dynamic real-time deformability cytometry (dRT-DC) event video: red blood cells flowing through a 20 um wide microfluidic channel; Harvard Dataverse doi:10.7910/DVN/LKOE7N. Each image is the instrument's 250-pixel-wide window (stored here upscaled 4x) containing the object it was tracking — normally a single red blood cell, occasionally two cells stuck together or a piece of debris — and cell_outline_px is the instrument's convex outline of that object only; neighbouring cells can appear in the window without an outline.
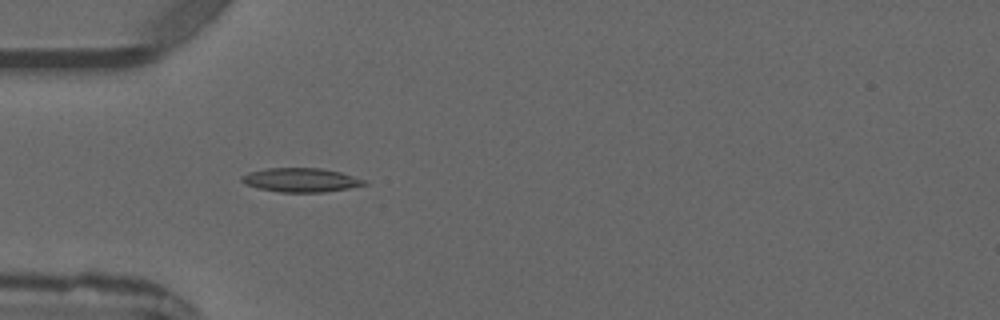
{"species": "common noctule bat (a hibernating species)", "species_latin": "Nyctalus noctula", "temperature_condition": "warm", "stored_images_in_passage": 4, "camera_frame_rate_fps": 3000, "um_per_image_px": 0.085, "animal": {"sex": "male", "forearm_length_mm": 52.5}, "frame": {"image": 1, "passage_image": 4, "time_ms": 4.333, "image_size_px": [1000, 320], "cell_outline_px": [[368, 184], [348, 188], [324, 192], [280, 192], [260, 188], [244, 184], [240, 180], [240, 176], [248, 172], [268, 168], [320, 168], [340, 172], [364, 180]], "centroid_in_image_um": [25.53, 15.3], "position_along_channel_um": 59.5, "area_um2": 16.99}}